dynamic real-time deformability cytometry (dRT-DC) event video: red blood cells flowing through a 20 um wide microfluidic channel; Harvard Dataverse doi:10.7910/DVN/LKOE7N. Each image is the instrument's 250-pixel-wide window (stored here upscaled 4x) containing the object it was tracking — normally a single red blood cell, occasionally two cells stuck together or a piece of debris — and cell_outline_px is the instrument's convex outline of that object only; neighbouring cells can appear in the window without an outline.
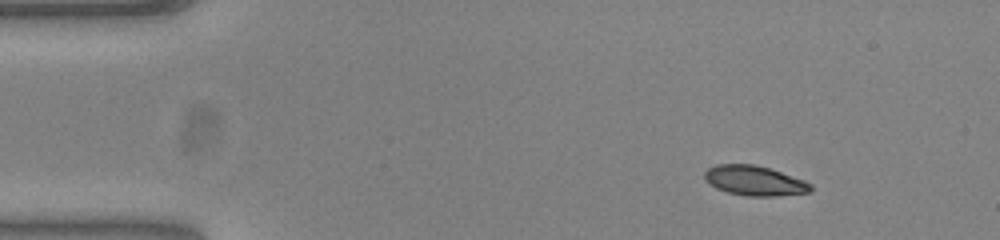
{"species": "common noctule bat (a hibernating species)", "species_latin": "Nyctalus noctula", "temperature_condition": "warm", "stored_images_in_passage": 47, "camera_frame_rate_fps": 3000, "um_per_image_px": 0.085, "animal": {"sex": "female", "body_mass_g": 23.0, "forearm_length_mm": 53.4}, "frame": {"image": 1, "passage_image": 1, "time_ms": 0.0, "image_size_px": [1000, 240], "cell_outline_px": [[812, 192], [776, 196], [748, 196], [728, 192], [716, 188], [704, 180], [704, 172], [708, 168], [716, 164], [756, 164], [804, 180], [812, 184]], "centroid_in_image_um": [64.13, 15.36], "position_along_channel_um": 20.9, "area_um2": 18.5}}
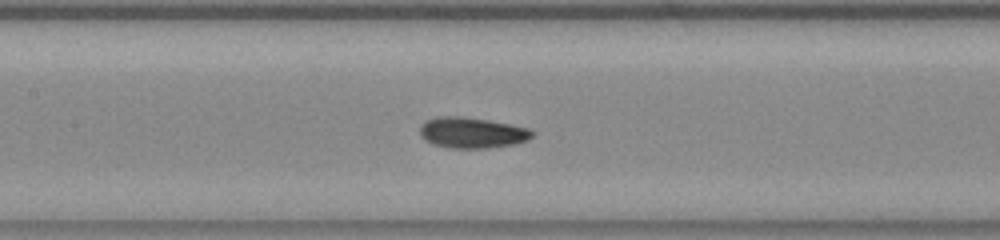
{"frame": {"image": 2, "passage_image": 19, "time_ms": 6.0, "image_size_px": [1000, 240], "cell_outline_px": [[532, 136], [528, 140], [516, 144], [488, 148], [448, 148], [432, 144], [424, 140], [420, 136], [420, 128], [428, 120], [436, 116], [464, 116], [488, 120], [528, 128], [532, 132]], "centroid_in_image_um": [40.1, 11.29], "position_along_channel_um": 167.3, "area_um2": 20.17}}
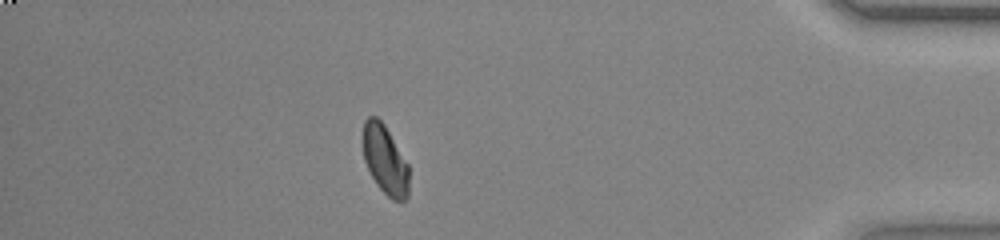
{"frame": {"image": 3, "passage_image": 41, "time_ms": 13.333, "image_size_px": [1000, 240], "cell_outline_px": [[408, 196], [404, 200], [392, 200], [376, 184], [364, 160], [364, 120], [368, 116], [376, 116], [384, 124], [408, 164]], "centroid_in_image_um": [32.73, 13.59], "position_along_channel_um": 402.5, "area_um2": 18.15}, "authors_computed_cell_mechanics": {"area_um2": 19.0162, "velocity_mm_per_s": 3.8469, "shape_relaxation_time_tau1_ms": 2.7224, "shape_relaxation_time_tau2_ms": 1.1289, "deformation_change_tau1": 0.1336, "deformation_change_tau2": 0.0568}}